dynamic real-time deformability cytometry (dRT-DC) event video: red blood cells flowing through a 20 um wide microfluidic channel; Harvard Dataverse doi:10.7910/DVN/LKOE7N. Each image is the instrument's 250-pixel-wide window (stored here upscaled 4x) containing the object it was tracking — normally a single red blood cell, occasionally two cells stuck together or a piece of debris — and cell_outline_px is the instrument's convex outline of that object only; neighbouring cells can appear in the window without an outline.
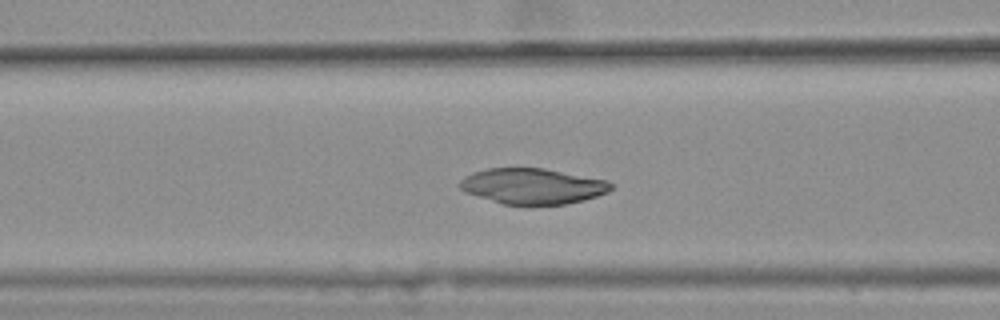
{"species": "common noctule bat (a hibernating species)", "species_latin": "Nyctalus noctula", "temperature_condition": "warm", "stored_images_in_passage": 40, "camera_frame_rate_fps": 3000, "um_per_image_px": 0.085, "animal": {"sex": "female", "body_mass_g": 25.1}, "frame": {"image": 1, "passage_image": 18, "time_ms": 5.667, "image_size_px": [1000, 320], "cell_outline_px": [[612, 188], [608, 192], [584, 200], [564, 204], [532, 208], [504, 204], [464, 192], [456, 184], [464, 176], [472, 172], [488, 168], [544, 168], [608, 180], [612, 184]], "centroid_in_image_um": [45.25, 15.85], "position_along_channel_um": 121.4, "area_um2": 32.25}}
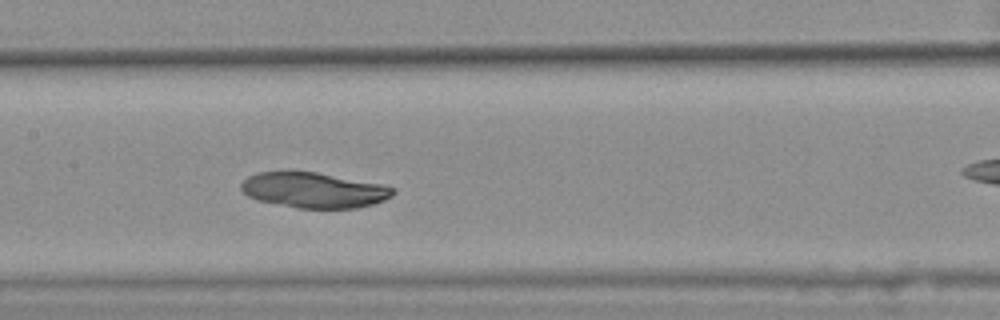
{"frame": {"image": 2, "passage_image": 23, "time_ms": 7.333, "image_size_px": [1000, 320], "cell_outline_px": [[396, 192], [392, 196], [384, 200], [372, 204], [356, 208], [300, 208], [256, 200], [248, 196], [240, 188], [240, 184], [248, 176], [260, 172], [288, 168], [292, 168], [316, 172], [380, 184], [396, 188]], "centroid_in_image_um": [26.62, 16.12], "position_along_channel_um": 180.8, "area_um2": 31.91}}